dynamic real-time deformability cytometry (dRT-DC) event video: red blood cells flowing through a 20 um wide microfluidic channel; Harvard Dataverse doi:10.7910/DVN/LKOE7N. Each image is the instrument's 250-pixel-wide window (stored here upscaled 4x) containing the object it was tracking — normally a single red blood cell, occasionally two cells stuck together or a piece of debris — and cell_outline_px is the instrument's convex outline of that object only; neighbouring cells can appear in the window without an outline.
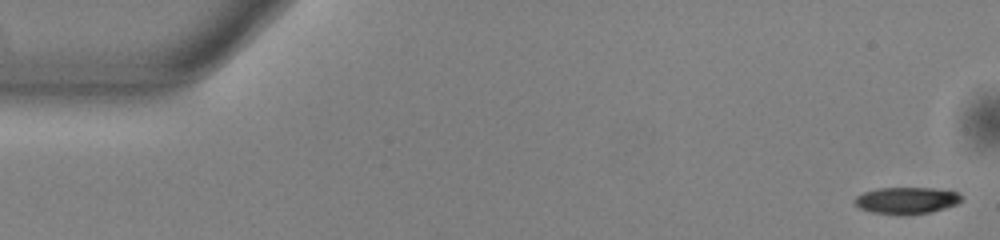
{"species": "common noctule bat (a hibernating species)", "species_latin": "Nyctalus noctula", "temperature_condition": "warm", "stored_images_in_passage": 53, "camera_frame_rate_fps": 3000, "um_per_image_px": 0.085, "animal": {"sex": "male", "body_mass_g": 13.0, "forearm_length_mm": 53.1}, "frame": {"image": 1, "passage_image": 1, "time_ms": 0.0, "image_size_px": [1000, 240], "cell_outline_px": [[964, 200], [956, 204], [932, 212], [904, 216], [900, 216], [872, 212], [860, 208], [852, 200], [856, 196], [864, 192], [880, 188], [932, 188], [960, 192]], "centroid_in_image_um": [77.08, 17.05], "position_along_channel_um": 7.9, "area_um2": 16.94}}
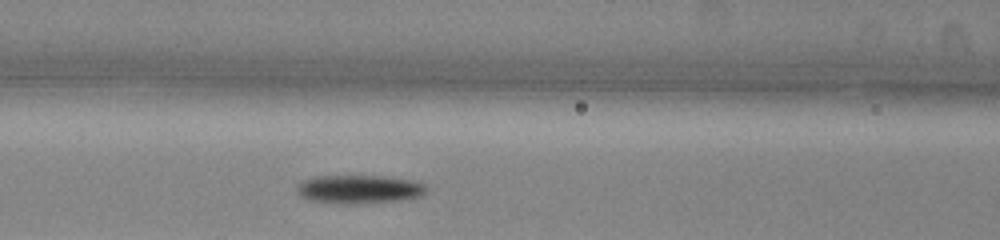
{"frame": {"image": 2, "passage_image": 22, "time_ms": 7.0, "image_size_px": [1000, 240], "cell_outline_px": [[428, 188], [420, 196], [404, 200], [352, 204], [332, 204], [308, 200], [300, 196], [296, 192], [296, 188], [304, 180], [316, 176], [384, 176], [408, 180], [424, 184]], "centroid_in_image_um": [30.48, 16.1], "position_along_channel_um": 136.1, "area_um2": 21.62}}
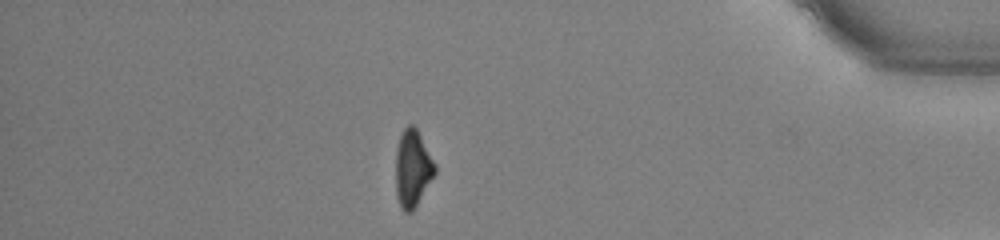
{"frame": {"image": 3, "passage_image": 46, "time_ms": 15.0, "image_size_px": [1000, 240], "cell_outline_px": [[436, 172], [412, 212], [404, 212], [400, 208], [396, 196], [396, 152], [400, 136], [404, 128], [408, 124], [412, 124], [416, 128], [436, 164]], "centroid_in_image_um": [35.06, 14.33], "position_along_channel_um": 400.1, "area_um2": 17.51}, "authors_computed_cell_mechanics": {"area_um2": 18.496, "velocity_mm_per_s": 3.8392, "shape_relaxation_time_tau1_ms": 2.3449, "shape_relaxation_time_tau2_ms": null, "deformation_change_tau1": 0.1265, "deformation_change_tau2": null}}